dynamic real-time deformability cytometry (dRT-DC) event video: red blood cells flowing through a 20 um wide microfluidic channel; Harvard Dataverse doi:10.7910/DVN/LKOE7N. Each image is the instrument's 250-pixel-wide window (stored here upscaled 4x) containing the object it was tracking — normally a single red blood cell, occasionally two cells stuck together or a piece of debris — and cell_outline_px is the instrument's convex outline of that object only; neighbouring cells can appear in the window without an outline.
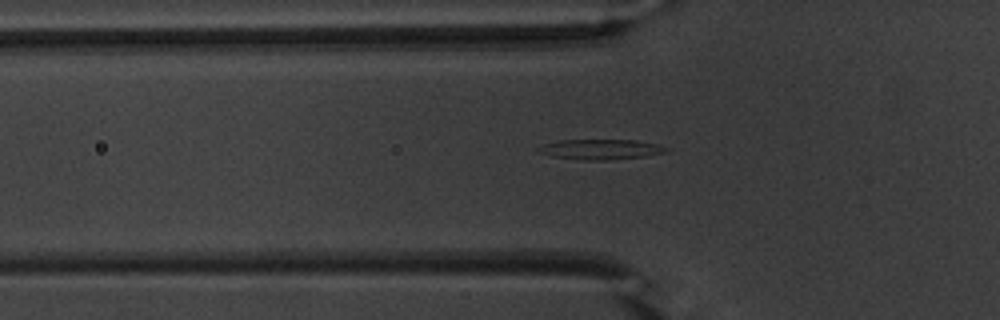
{"species": "common noctule bat (a hibernating species)", "species_latin": "Nyctalus noctula", "temperature_condition": "warm", "stored_images_in_passage": 42, "camera_frame_rate_fps": 3000, "um_per_image_px": 0.085, "animal": {"sex": "male", "body_mass_g": 20.1, "forearm_length_mm": 53.5}, "frame": {"image": 1, "passage_image": 9, "time_ms": 2.667, "image_size_px": [1000, 320], "cell_outline_px": [[668, 152], [644, 156], [608, 160], [584, 160], [552, 156], [540, 152], [536, 148], [544, 144], [560, 140], [636, 140], [656, 144], [668, 148]], "centroid_in_image_um": [51.06, 12.69], "position_along_channel_um": 74.7, "area_um2": 14.85}}
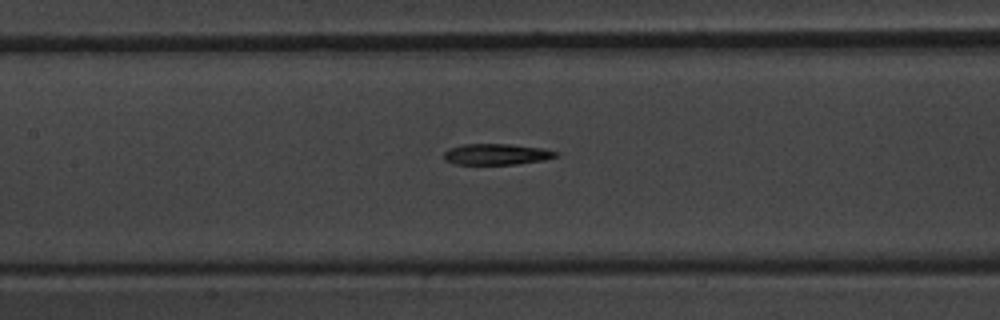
{"frame": {"image": 2, "passage_image": 16, "time_ms": 5.0, "image_size_px": [1000, 320], "cell_outline_px": [[556, 156], [544, 160], [516, 164], [456, 164], [444, 160], [444, 152], [448, 148], [464, 144], [508, 144], [540, 148], [556, 152]], "centroid_in_image_um": [42.13, 13.11], "position_along_channel_um": 165.3, "area_um2": 13.53}}
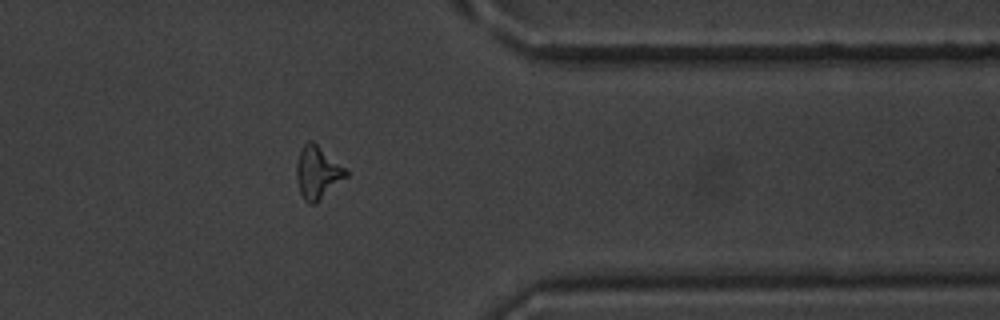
{"frame": {"image": 3, "passage_image": 34, "time_ms": 11.0, "image_size_px": [1000, 320], "cell_outline_px": [[348, 176], [316, 204], [308, 204], [304, 200], [300, 192], [296, 180], [296, 164], [300, 152], [304, 144], [308, 140], [312, 140], [344, 168], [348, 172]], "centroid_in_image_um": [26.97, 14.7], "position_along_channel_um": 384.4, "area_um2": 15.09}}